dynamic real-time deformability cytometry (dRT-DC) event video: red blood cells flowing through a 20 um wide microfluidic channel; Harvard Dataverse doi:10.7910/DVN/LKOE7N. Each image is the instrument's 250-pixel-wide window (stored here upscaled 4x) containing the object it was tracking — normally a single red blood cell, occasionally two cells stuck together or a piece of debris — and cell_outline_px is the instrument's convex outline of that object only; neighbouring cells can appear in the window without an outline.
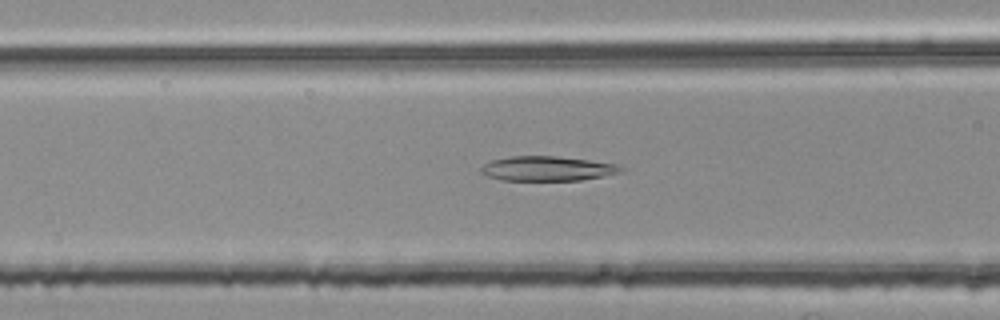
{"species": "common noctule bat (a hibernating species)", "species_latin": "Nyctalus noctula", "temperature_condition": "room temperature", "stored_images_in_passage": 54, "camera_frame_rate_fps": 3000, "um_per_image_px": 0.085, "animal": {"sex": "female", "body_mass_g": 25.1}, "frame": {"image": 1, "passage_image": 20, "time_ms": 6.333, "image_size_px": [1000, 320], "cell_outline_px": [[624, 172], [604, 176], [580, 180], [500, 180], [488, 176], [480, 172], [480, 168], [484, 164], [492, 160], [512, 156], [556, 156], [588, 160], [616, 164], [624, 168]], "centroid_in_image_um": [46.53, 14.33], "position_along_channel_um": 120.1, "area_um2": 20.06}}
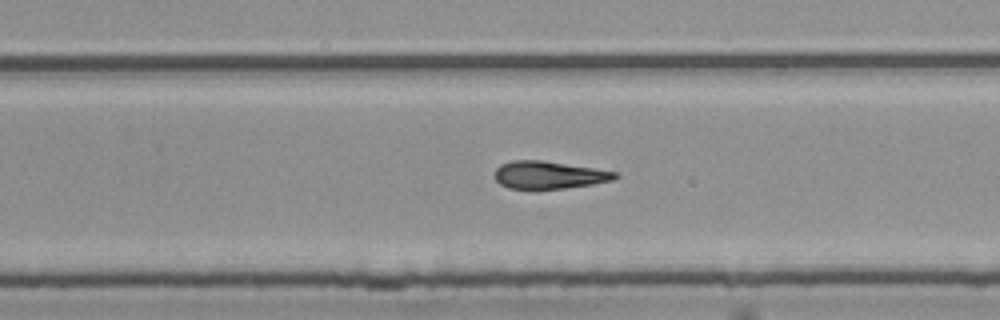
{"frame": {"image": 2, "passage_image": 33, "time_ms": 10.667, "image_size_px": [1000, 320], "cell_outline_px": [[620, 176], [612, 180], [592, 184], [536, 192], [532, 192], [508, 188], [500, 184], [496, 180], [496, 168], [500, 164], [512, 160], [540, 160], [592, 168], [616, 172]], "centroid_in_image_um": [46.59, 14.92], "position_along_channel_um": 283.2, "area_um2": 19.83}}
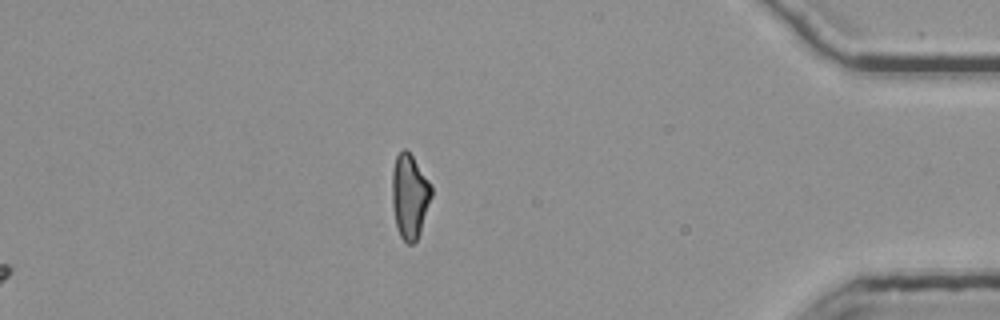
{"frame": {"image": 3, "passage_image": 54, "time_ms": 17.667, "image_size_px": [1000, 320], "cell_outline_px": [[432, 196], [420, 232], [416, 240], [412, 244], [408, 244], [400, 236], [396, 228], [392, 208], [392, 168], [396, 156], [404, 148], [412, 156], [432, 184]], "centroid_in_image_um": [34.81, 16.68], "position_along_channel_um": 400.4, "area_um2": 19.48}, "authors_computed_cell_mechanics": {"area_um2": 20.1144, "velocity_mm_per_s": 3.7653, "shape_relaxation_time_tau1_ms": 9.3645, "shape_relaxation_time_tau2_ms": 10.8606, "deformation_change_tau1": 0.2243, "deformation_change_tau2": 0.2584}}